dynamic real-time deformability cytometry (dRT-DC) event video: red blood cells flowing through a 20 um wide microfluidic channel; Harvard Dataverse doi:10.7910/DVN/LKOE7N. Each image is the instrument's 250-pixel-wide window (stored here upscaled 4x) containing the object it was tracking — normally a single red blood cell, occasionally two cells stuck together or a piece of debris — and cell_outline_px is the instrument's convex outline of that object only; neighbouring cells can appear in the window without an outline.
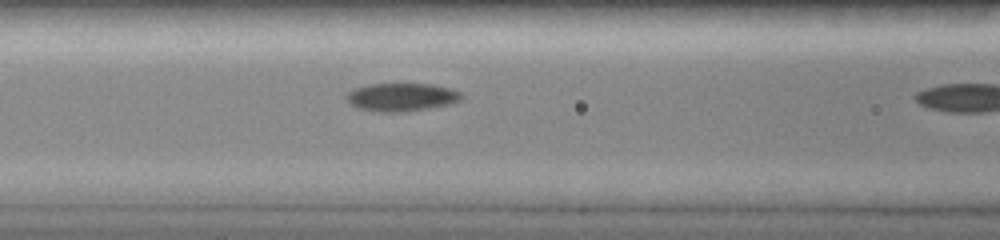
{"species": "common noctule bat (a hibernating species)", "species_latin": "Nyctalus noctula", "temperature_condition": "room temperature", "stored_images_in_passage": 10, "camera_frame_rate_fps": 3000, "um_per_image_px": 0.085, "animal": {"sex": "female", "body_mass_g": 19.0, "forearm_length_mm": 51.5}, "frame": {"image": 1, "passage_image": 9, "time_ms": 2.667, "image_size_px": [1000, 240], "cell_outline_px": [[464, 96], [460, 100], [448, 104], [428, 108], [400, 112], [380, 112], [356, 108], [348, 104], [344, 96], [352, 88], [368, 84], [432, 84], [448, 88], [460, 92]], "centroid_in_image_um": [34.04, 8.25], "position_along_channel_um": 132.6, "area_um2": 18.96}}